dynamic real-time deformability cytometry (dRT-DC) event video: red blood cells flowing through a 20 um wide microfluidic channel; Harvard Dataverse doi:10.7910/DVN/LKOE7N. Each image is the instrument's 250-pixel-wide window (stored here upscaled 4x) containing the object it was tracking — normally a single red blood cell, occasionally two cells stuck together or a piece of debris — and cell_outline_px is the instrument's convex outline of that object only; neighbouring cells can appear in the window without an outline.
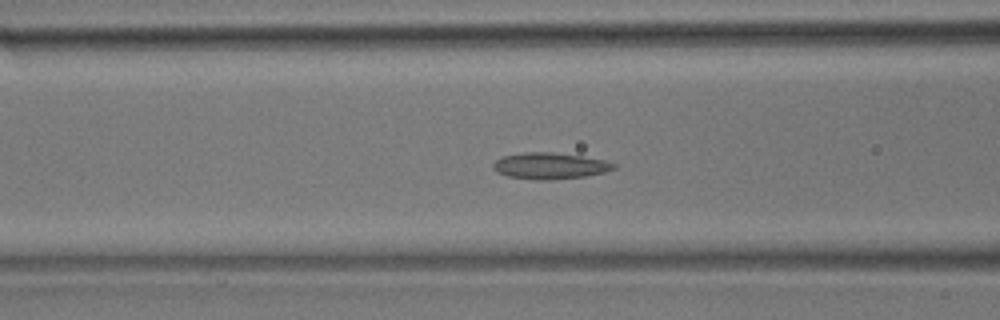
{"species": "common noctule bat (a hibernating species)", "species_latin": "Nyctalus noctula", "temperature_condition": "room temperature", "stored_images_in_passage": 36, "camera_frame_rate_fps": 3000, "um_per_image_px": 0.085, "animal": {"sex": "male", "body_mass_g": 17.9}, "frame": {"image": 1, "passage_image": 8, "time_ms": 2.333, "image_size_px": [1000, 320], "cell_outline_px": [[616, 168], [604, 172], [584, 176], [552, 180], [536, 180], [508, 176], [496, 172], [492, 168], [492, 164], [496, 160], [504, 156], [524, 152], [552, 152], [580, 156], [604, 160], [616, 164]], "centroid_in_image_um": [46.71, 14.1], "position_along_channel_um": 119.9, "area_um2": 18.44}}
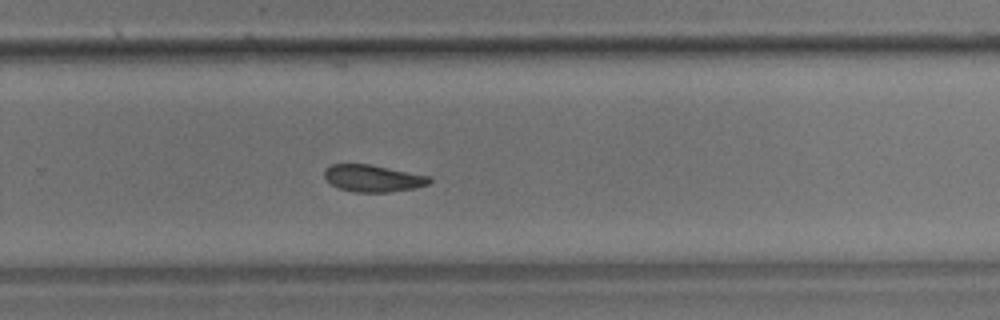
{"frame": {"image": 2, "passage_image": 20, "time_ms": 6.333, "image_size_px": [1000, 320], "cell_outline_px": [[432, 180], [428, 184], [416, 188], [388, 192], [352, 192], [336, 188], [324, 176], [324, 168], [332, 164], [368, 164], [432, 176]], "centroid_in_image_um": [31.7, 15.16], "position_along_channel_um": 298.1, "area_um2": 16.65}}
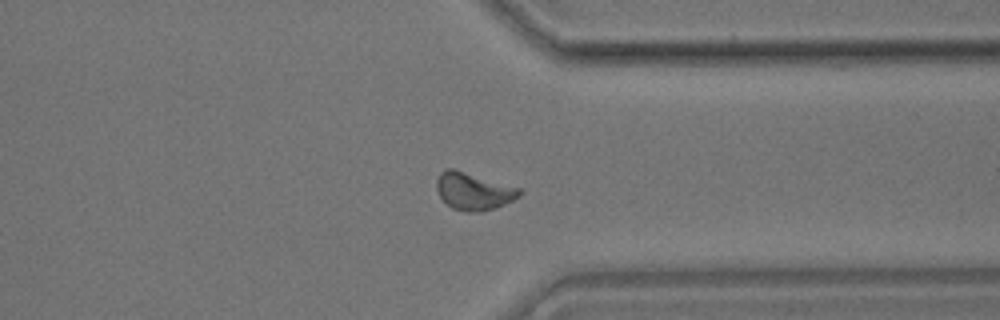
{"frame": {"image": 3, "passage_image": 25, "time_ms": 8.0, "image_size_px": [1000, 320], "cell_outline_px": [[524, 192], [520, 196], [496, 208], [480, 212], [468, 212], [452, 208], [440, 196], [436, 188], [436, 180], [440, 172], [444, 168], [452, 168], [520, 188]], "centroid_in_image_um": [40.25, 16.25], "position_along_channel_um": 371.2, "area_um2": 17.98}}